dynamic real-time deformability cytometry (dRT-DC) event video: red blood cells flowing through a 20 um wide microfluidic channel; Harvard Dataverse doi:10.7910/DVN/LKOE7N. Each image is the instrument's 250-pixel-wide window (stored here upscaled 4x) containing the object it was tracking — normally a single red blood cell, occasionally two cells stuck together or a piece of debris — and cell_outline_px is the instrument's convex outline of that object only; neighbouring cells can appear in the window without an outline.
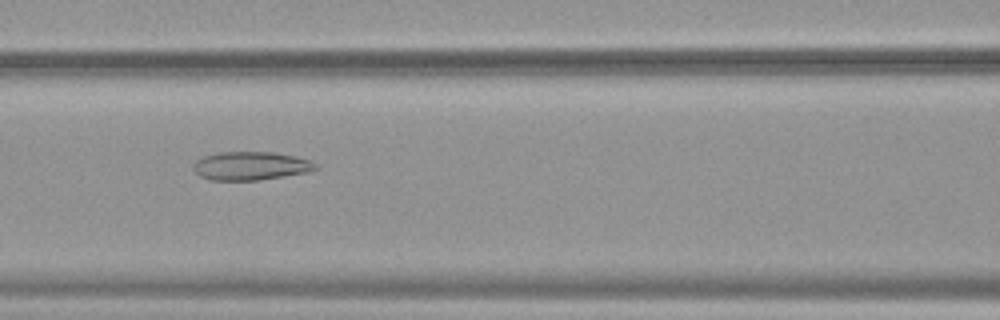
{"species": "common noctule bat (a hibernating species)", "species_latin": "Nyctalus noctula", "temperature_condition": "warm", "stored_images_in_passage": 53, "camera_frame_rate_fps": 3000, "um_per_image_px": 0.085, "animal": {"sex": "female", "body_mass_g": 19.9}, "frame": {"image": 1, "passage_image": 24, "time_ms": 7.667, "image_size_px": [1000, 320], "cell_outline_px": [[320, 168], [308, 172], [256, 180], [212, 180], [200, 176], [192, 168], [192, 164], [196, 160], [204, 156], [220, 152], [272, 152], [296, 156], [312, 160]], "centroid_in_image_um": [21.32, 14.09], "position_along_channel_um": 145.3, "area_um2": 20.29}}
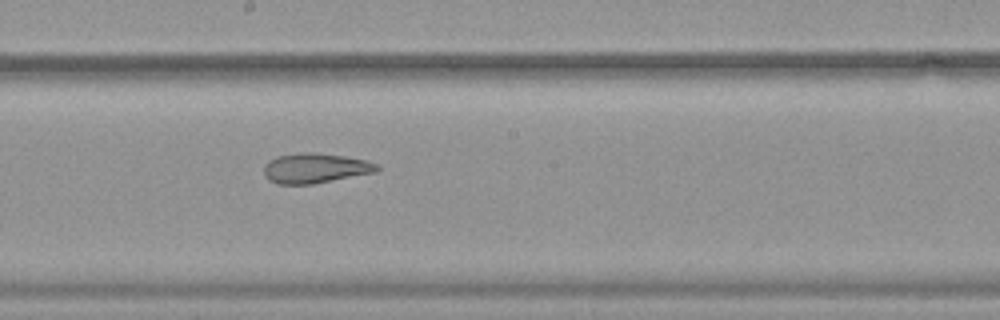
{"frame": {"image": 2, "passage_image": 30, "time_ms": 9.667, "image_size_px": [1000, 320], "cell_outline_px": [[380, 168], [376, 172], [312, 184], [276, 184], [268, 180], [264, 176], [264, 164], [268, 160], [276, 156], [304, 152], [312, 152], [344, 156], [368, 160], [376, 164]], "centroid_in_image_um": [26.76, 14.29], "position_along_channel_um": 221.4, "area_um2": 19.83}}
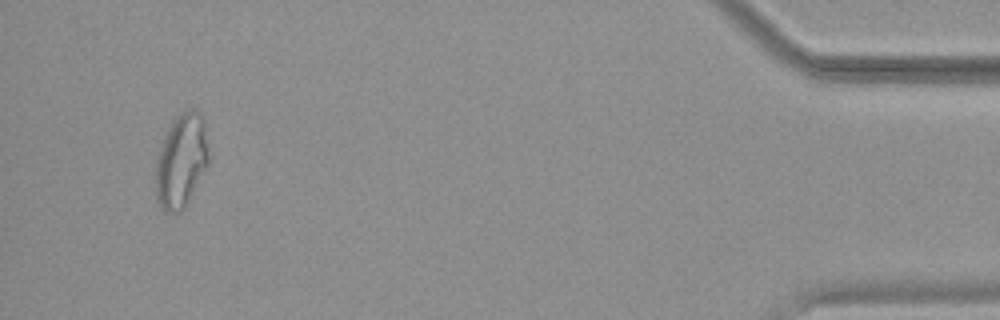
{"frame": {"image": 3, "passage_image": 51, "time_ms": 16.667, "image_size_px": [1000, 320], "cell_outline_px": [[208, 164], [184, 208], [180, 212], [164, 212], [156, 200], [152, 176], [156, 160], [164, 136], [172, 120], [176, 116], [188, 108], [196, 108], [200, 112], [204, 120], [208, 148]], "centroid_in_image_um": [15.36, 13.67], "position_along_channel_um": 419.8, "area_um2": 29.59}, "authors_computed_cell_mechanics": {"area_um2": 26.01, "velocity_mm_per_s": 3.8242, "shape_relaxation_time_tau1_ms": null, "shape_relaxation_time_tau2_ms": 3.3601, "deformation_change_tau1": null, "deformation_change_tau2": 0.129}}